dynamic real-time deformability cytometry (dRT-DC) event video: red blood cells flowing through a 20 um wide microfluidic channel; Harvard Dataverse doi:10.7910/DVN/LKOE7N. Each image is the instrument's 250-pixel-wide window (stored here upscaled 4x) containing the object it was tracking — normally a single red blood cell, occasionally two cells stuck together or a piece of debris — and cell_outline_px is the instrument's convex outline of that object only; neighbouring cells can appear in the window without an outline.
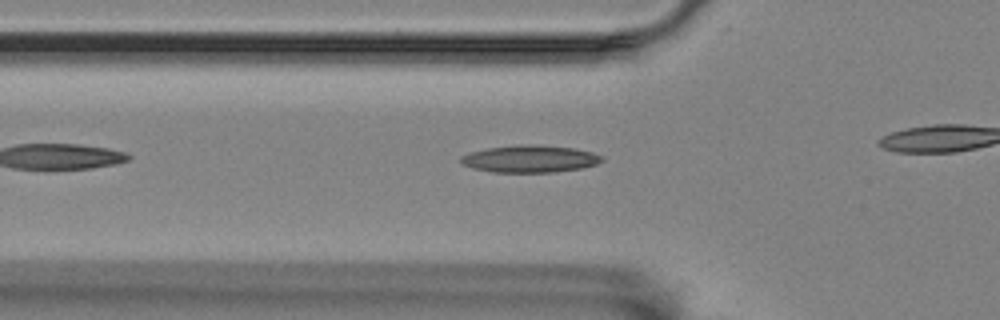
{"species": "Egyptian fruit bat (a non-hibernating species)", "species_latin": "Rousettus aegyptiacus", "temperature_condition": "room temperature", "stored_images_in_passage": 32, "camera_frame_rate_fps": 3000, "um_per_image_px": 0.085, "animal": {"sex": "female"}, "frame": {"image": 1, "passage_image": 6, "time_ms": 1.667, "image_size_px": [1000, 320], "cell_outline_px": [[604, 160], [596, 164], [580, 168], [552, 172], [492, 172], [472, 168], [464, 164], [460, 160], [460, 156], [472, 152], [488, 148], [516, 144], [536, 144], [572, 148], [592, 152], [600, 156]], "centroid_in_image_um": [45.02, 13.49], "position_along_channel_um": 80.8, "area_um2": 22.2}}
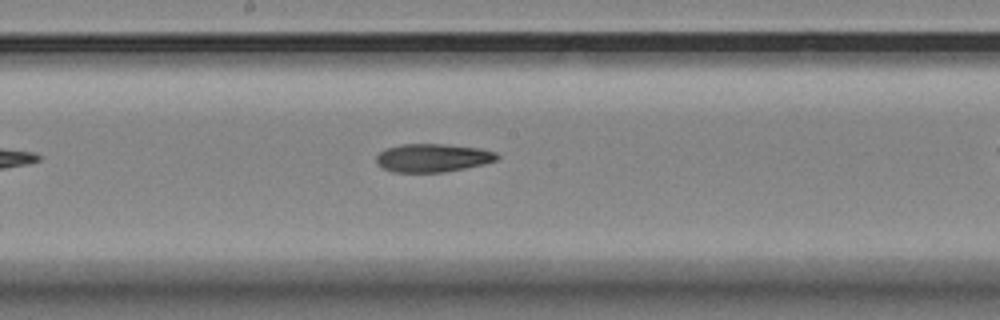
{"frame": {"image": 2, "passage_image": 17, "time_ms": 5.333, "image_size_px": [1000, 320], "cell_outline_px": [[500, 156], [496, 160], [484, 164], [444, 172], [392, 172], [376, 164], [376, 156], [384, 148], [400, 144], [440, 144], [480, 148], [496, 152]], "centroid_in_image_um": [36.75, 13.41], "position_along_channel_um": 211.4, "area_um2": 19.94}}
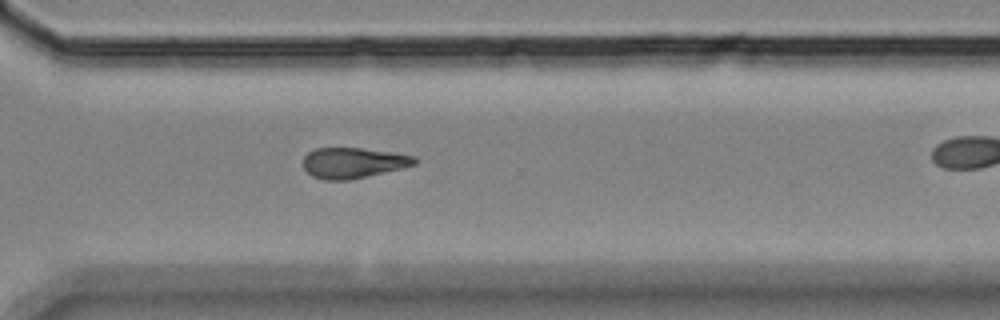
{"frame": {"image": 3, "passage_image": 28, "time_ms": 9.0, "image_size_px": [1000, 320], "cell_outline_px": [[416, 164], [352, 180], [324, 180], [312, 176], [304, 168], [304, 156], [308, 152], [316, 148], [360, 148], [416, 156]], "centroid_in_image_um": [29.99, 13.85], "position_along_channel_um": 340.6, "area_um2": 19.65}}